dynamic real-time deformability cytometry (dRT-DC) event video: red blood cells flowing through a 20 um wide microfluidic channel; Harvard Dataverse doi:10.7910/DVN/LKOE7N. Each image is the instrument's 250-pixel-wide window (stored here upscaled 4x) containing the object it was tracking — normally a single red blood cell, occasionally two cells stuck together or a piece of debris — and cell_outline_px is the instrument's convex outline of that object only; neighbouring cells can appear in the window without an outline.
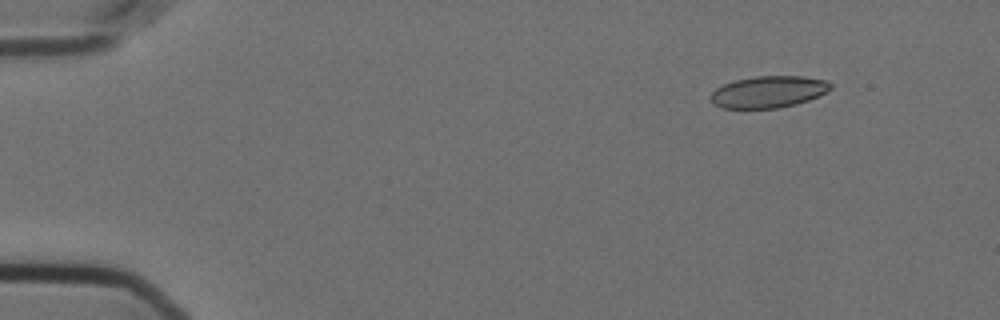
{"species": "Egyptian fruit bat (a non-hibernating species)", "species_latin": "Rousettus aegyptiacus", "temperature_condition": "cold", "stored_images_in_passage": 57, "camera_frame_rate_fps": 3000, "um_per_image_px": 0.085, "animal": {"sex": "female"}, "frame": {"image": 1, "passage_image": 7, "time_ms": 2.0, "image_size_px": [1000, 320], "cell_outline_px": [[832, 88], [828, 92], [808, 100], [796, 104], [776, 108], [724, 108], [712, 104], [708, 96], [716, 88], [724, 84], [736, 80], [756, 76], [804, 76], [828, 80], [832, 84]], "centroid_in_image_um": [65.33, 7.8], "position_along_channel_um": 19.7, "area_um2": 22.37}}
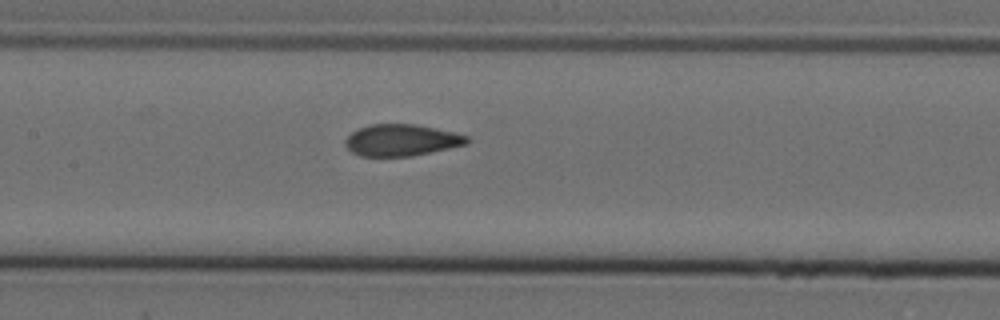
{"frame": {"image": 2, "passage_image": 28, "time_ms": 9.0, "image_size_px": [1000, 320], "cell_outline_px": [[468, 144], [412, 156], [360, 156], [352, 152], [344, 144], [344, 140], [352, 132], [360, 128], [372, 124], [416, 124], [456, 132], [468, 136]], "centroid_in_image_um": [34.14, 11.91], "position_along_channel_um": 173.3, "area_um2": 22.43}}
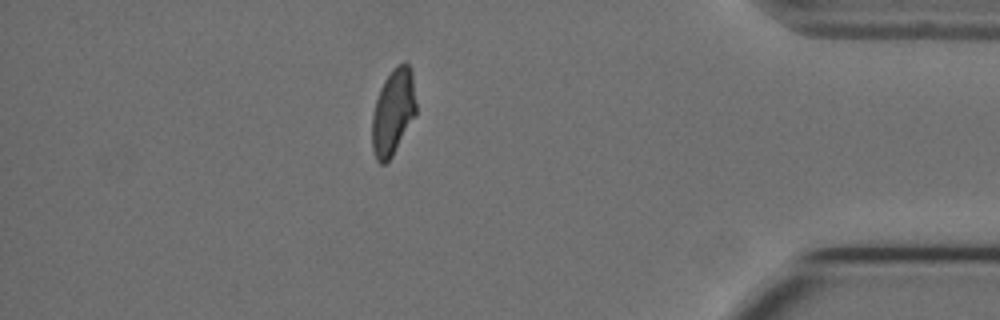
{"frame": {"image": 3, "passage_image": 50, "time_ms": 16.333, "image_size_px": [1000, 320], "cell_outline_px": [[416, 112], [392, 156], [384, 164], [380, 164], [376, 160], [372, 152], [372, 116], [376, 100], [380, 88], [384, 80], [392, 68], [396, 64], [404, 60], [408, 64], [412, 72], [416, 104]], "centroid_in_image_um": [33.4, 9.48], "position_along_channel_um": 401.8, "area_um2": 22.08}, "authors_computed_cell_mechanics": {"area_um2": 23.0622, "velocity_mm_per_s": 3.6082, "shape_relaxation_time_tau1_ms": 6.8584, "shape_relaxation_time_tau2_ms": 0.8341, "deformation_change_tau1": 0.1677, "deformation_change_tau2": 0.0548}}